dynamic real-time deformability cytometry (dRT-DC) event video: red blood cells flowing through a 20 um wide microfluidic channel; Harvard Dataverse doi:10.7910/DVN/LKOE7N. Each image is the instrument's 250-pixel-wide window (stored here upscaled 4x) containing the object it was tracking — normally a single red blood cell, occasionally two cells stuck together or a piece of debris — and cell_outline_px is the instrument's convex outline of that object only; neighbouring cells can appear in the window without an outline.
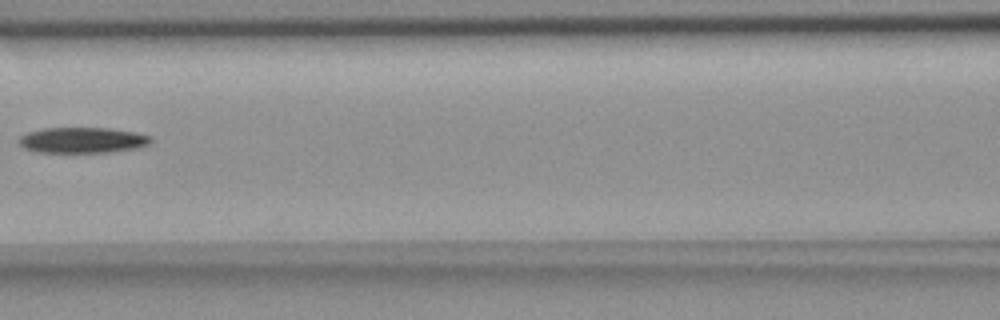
{"species": "common noctule bat (a hibernating species)", "species_latin": "Nyctalus noctula", "temperature_condition": "room temperature", "stored_images_in_passage": 8, "camera_frame_rate_fps": 3000, "um_per_image_px": 0.085, "animal": {"sex": "female", "body_mass_g": 18.4}, "frame": {"image": 1, "passage_image": 4, "time_ms": 1.0, "image_size_px": [1000, 320], "cell_outline_px": [[152, 140], [148, 144], [140, 148], [108, 152], [36, 152], [24, 148], [16, 140], [20, 136], [28, 132], [44, 128], [108, 128], [136, 132], [152, 136]], "centroid_in_image_um": [7.02, 11.91], "position_along_channel_um": 159.6, "area_um2": 19.88}}
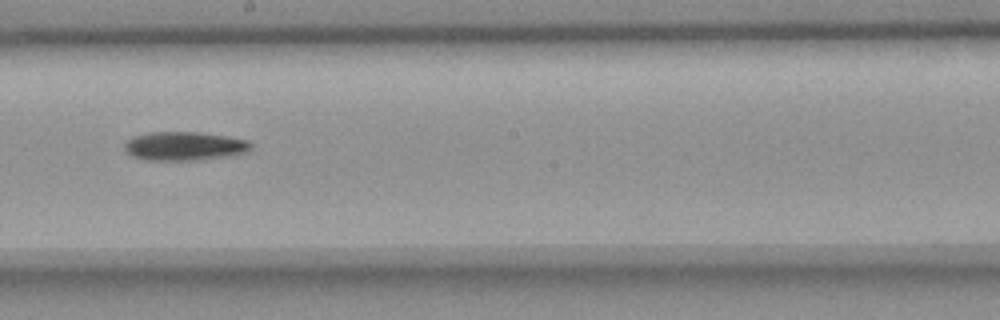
{"frame": {"image": 2, "passage_image": 6, "time_ms": 1.667, "image_size_px": [1000, 320], "cell_outline_px": [[252, 148], [244, 152], [224, 156], [200, 160], [144, 160], [132, 156], [124, 148], [124, 144], [132, 136], [148, 132], [196, 132], [228, 136], [248, 140], [252, 144]], "centroid_in_image_um": [15.64, 12.41], "position_along_channel_um": 232.6, "area_um2": 21.15}}
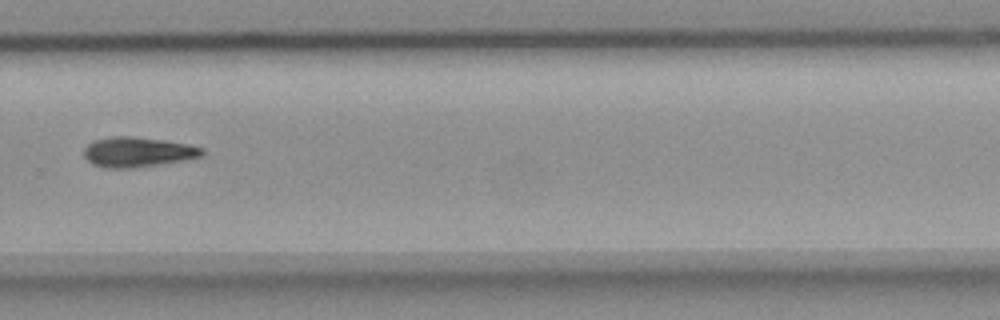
{"frame": {"image": 3, "passage_image": 8, "time_ms": 2.333, "image_size_px": [1000, 320], "cell_outline_px": [[204, 152], [200, 156], [184, 160], [132, 168], [104, 168], [92, 164], [84, 156], [84, 148], [92, 140], [112, 136], [132, 136], [188, 144], [204, 148]], "centroid_in_image_um": [11.65, 12.92], "position_along_channel_um": 318.1, "area_um2": 20.52}}